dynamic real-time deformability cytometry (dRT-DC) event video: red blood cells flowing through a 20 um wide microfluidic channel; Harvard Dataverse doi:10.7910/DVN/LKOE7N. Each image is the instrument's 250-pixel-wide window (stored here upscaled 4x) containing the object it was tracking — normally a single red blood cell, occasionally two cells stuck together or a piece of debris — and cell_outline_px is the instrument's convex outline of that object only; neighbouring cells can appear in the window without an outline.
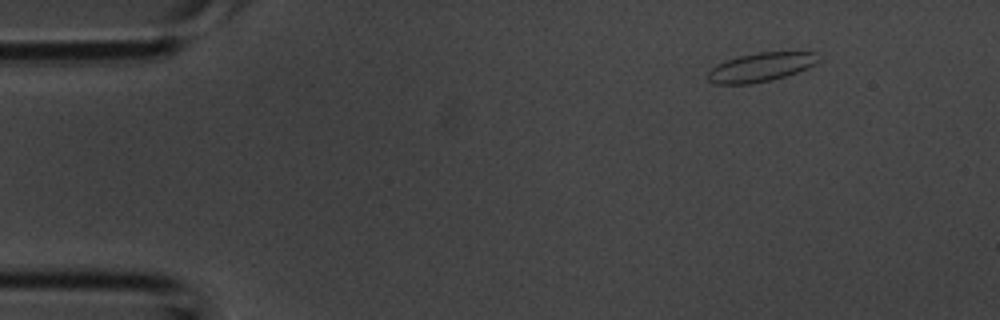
{"species": "common noctule bat (a hibernating species)", "species_latin": "Nyctalus noctula", "temperature_condition": "room temperature", "stored_images_in_passage": 4, "camera_frame_rate_fps": 3000, "um_per_image_px": 0.085, "animal": {"sex": "male", "body_mass_g": 20.1, "forearm_length_mm": 53.5}, "frame": {"image": 1, "passage_image": 4, "time_ms": 1.0, "image_size_px": [1000, 320], "cell_outline_px": [[820, 60], [816, 64], [808, 68], [772, 80], [748, 84], [716, 84], [708, 80], [708, 72], [716, 64], [740, 56], [756, 52], [816, 52]], "centroid_in_image_um": [64.68, 5.71], "position_along_channel_um": 20.3, "area_um2": 18.5}}